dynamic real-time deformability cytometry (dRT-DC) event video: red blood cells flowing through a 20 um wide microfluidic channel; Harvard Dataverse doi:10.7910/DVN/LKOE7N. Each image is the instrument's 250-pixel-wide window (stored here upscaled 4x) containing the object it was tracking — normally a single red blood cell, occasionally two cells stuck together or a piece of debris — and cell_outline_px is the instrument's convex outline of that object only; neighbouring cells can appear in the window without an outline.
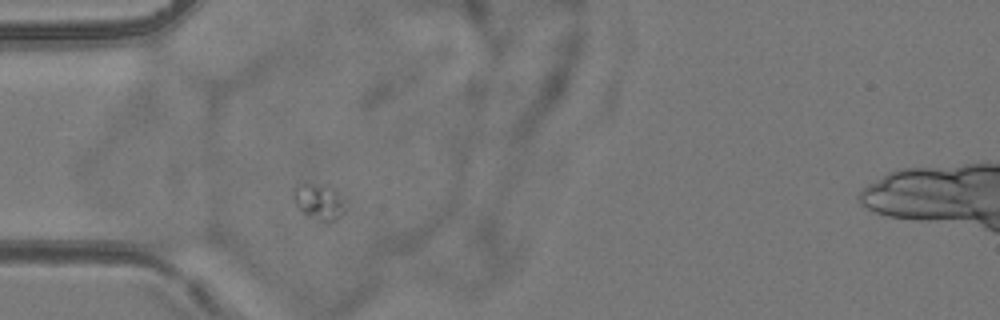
{"species": "common noctule bat (a hibernating species)", "species_latin": "Nyctalus noctula", "temperature_condition": "room temperature", "stored_images_in_passage": 2, "camera_frame_rate_fps": 3000, "um_per_image_px": 0.085, "animal": {"sex": "female", "body_mass_g": 24.6, "forearm_length_mm": 56.2}, "frame": {"image": 1, "passage_image": 2, "time_ms": 1.333, "image_size_px": [1000, 320], "cell_outline_px": [[344, 212], [336, 220], [328, 224], [300, 212], [292, 196], [292, 188], [304, 180], [332, 188], [340, 200], [344, 208]], "centroid_in_image_um": [27.0, 17.13], "position_along_channel_um": 58.0, "area_um2": 10.92}}